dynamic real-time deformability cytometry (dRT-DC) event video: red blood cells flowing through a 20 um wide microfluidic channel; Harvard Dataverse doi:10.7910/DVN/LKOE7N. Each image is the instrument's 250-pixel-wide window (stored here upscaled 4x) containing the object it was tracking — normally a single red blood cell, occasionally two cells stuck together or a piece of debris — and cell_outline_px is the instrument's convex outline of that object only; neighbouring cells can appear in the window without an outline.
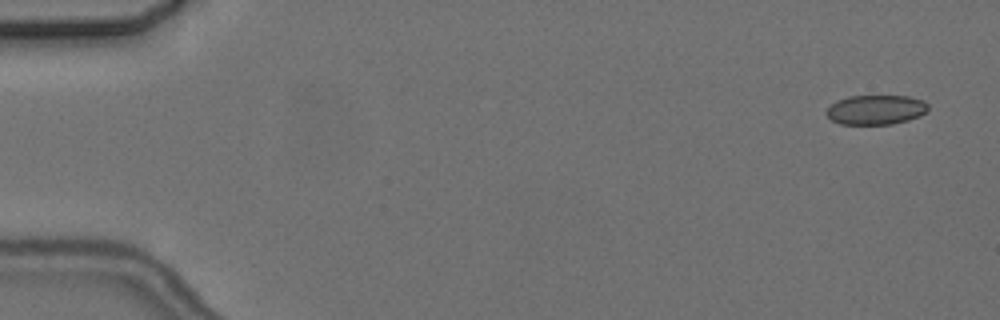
{"species": "common noctule bat (a hibernating species)", "species_latin": "Nyctalus noctula", "temperature_condition": "cold", "stored_images_in_passage": 5, "camera_frame_rate_fps": 3000, "um_per_image_px": 0.085, "animal": {"sex": "female", "body_mass_g": 24.6, "forearm_length_mm": 56.2}, "frame": {"image": 1, "passage_image": 1, "time_ms": 0.0, "image_size_px": [1000, 320], "cell_outline_px": [[928, 112], [920, 116], [908, 120], [892, 124], [840, 124], [832, 120], [824, 112], [836, 100], [848, 96], [908, 96], [924, 100], [928, 104]], "centroid_in_image_um": [74.47, 9.32], "position_along_channel_um": 10.5, "area_um2": 17.69}}
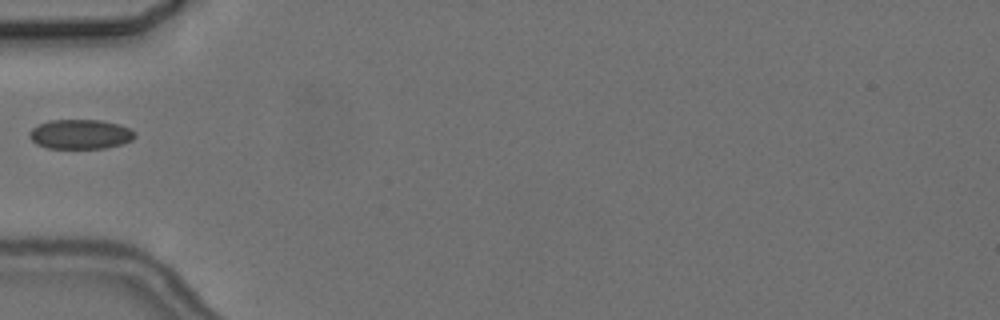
{"frame": {"image": 2, "passage_image": 5, "time_ms": 5.667, "image_size_px": [1000, 320], "cell_outline_px": [[136, 136], [132, 140], [120, 144], [104, 148], [48, 148], [36, 144], [28, 136], [28, 132], [32, 128], [48, 120], [100, 120], [120, 124], [136, 132]], "centroid_in_image_um": [6.82, 11.4], "position_along_channel_um": 78.2, "area_um2": 18.21}}